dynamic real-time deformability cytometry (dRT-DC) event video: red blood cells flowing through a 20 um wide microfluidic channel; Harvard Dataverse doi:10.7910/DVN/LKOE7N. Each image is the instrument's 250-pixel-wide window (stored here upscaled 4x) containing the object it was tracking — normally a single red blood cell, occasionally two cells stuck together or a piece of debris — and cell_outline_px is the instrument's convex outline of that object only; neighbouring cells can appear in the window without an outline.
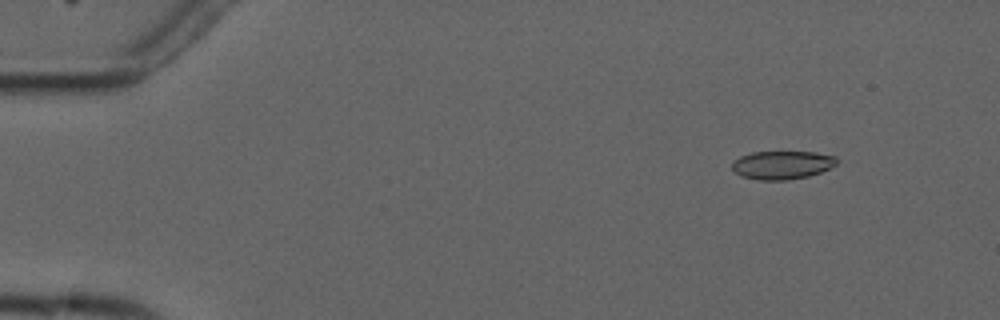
{"species": "common noctule bat (a hibernating species)", "species_latin": "Nyctalus noctula", "temperature_condition": "cold", "stored_images_in_passage": 4, "camera_frame_rate_fps": 3000, "um_per_image_px": 0.085, "animal": {"sex": "male", "forearm_length_mm": 52.5}, "frame": {"image": 1, "passage_image": 1, "time_ms": 0.0, "image_size_px": [1000, 320], "cell_outline_px": [[840, 160], [836, 164], [820, 172], [808, 176], [784, 180], [760, 180], [740, 176], [732, 168], [732, 164], [740, 156], [752, 152], [816, 152], [836, 156]], "centroid_in_image_um": [66.5, 14.01], "position_along_channel_um": 18.5, "area_um2": 17.22}}
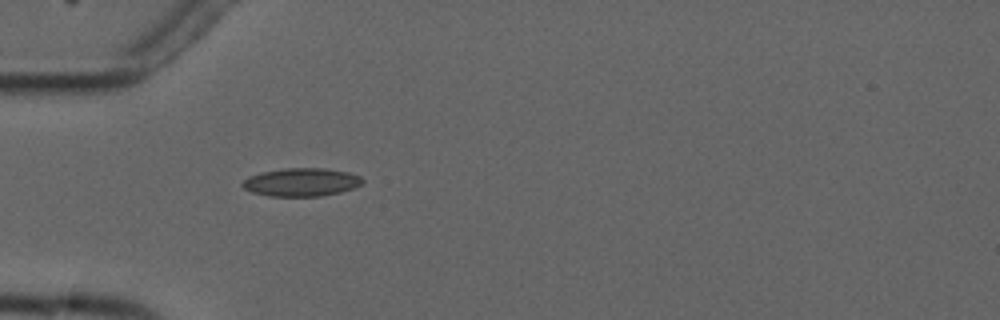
{"frame": {"image": 2, "passage_image": 4, "time_ms": 3.667, "image_size_px": [1000, 320], "cell_outline_px": [[364, 180], [360, 184], [352, 188], [340, 192], [320, 196], [272, 196], [252, 192], [244, 188], [240, 184], [248, 176], [260, 172], [284, 168], [324, 168], [348, 172], [360, 176]], "centroid_in_image_um": [25.59, 15.47], "position_along_channel_um": 59.4, "area_um2": 19.65}}